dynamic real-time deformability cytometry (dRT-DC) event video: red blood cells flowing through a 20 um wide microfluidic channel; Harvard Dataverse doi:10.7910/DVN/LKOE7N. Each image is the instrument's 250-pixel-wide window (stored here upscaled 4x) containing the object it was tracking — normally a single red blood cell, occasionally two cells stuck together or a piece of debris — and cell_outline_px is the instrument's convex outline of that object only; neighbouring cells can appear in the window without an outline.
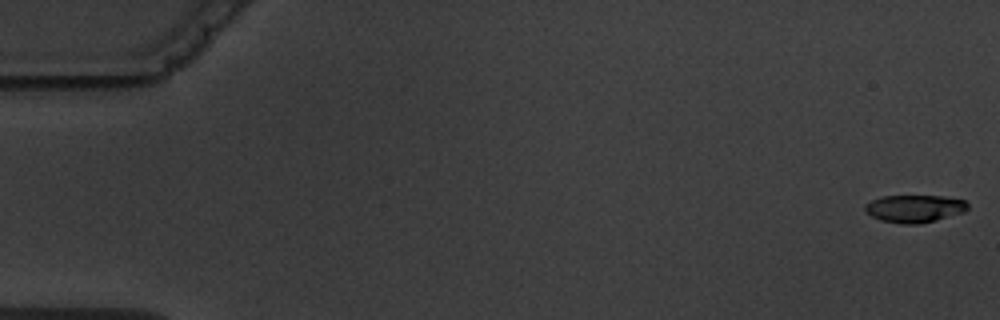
{"species": "common noctule bat (a hibernating species)", "species_latin": "Nyctalus noctula", "temperature_condition": "warm", "stored_images_in_passage": 13, "camera_frame_rate_fps": 3000, "um_per_image_px": 0.085, "animal": {"sex": "male", "body_mass_g": 19.5, "forearm_length_mm": 54.6}, "frame": {"image": 1, "passage_image": 1, "time_ms": 0.0, "image_size_px": [1000, 320], "cell_outline_px": [[968, 208], [964, 212], [936, 220], [920, 224], [900, 224], [880, 220], [872, 216], [864, 208], [864, 204], [872, 200], [884, 196], [944, 196], [964, 200], [968, 204]], "centroid_in_image_um": [77.74, 17.73], "position_along_channel_um": 7.3, "area_um2": 16.47}}
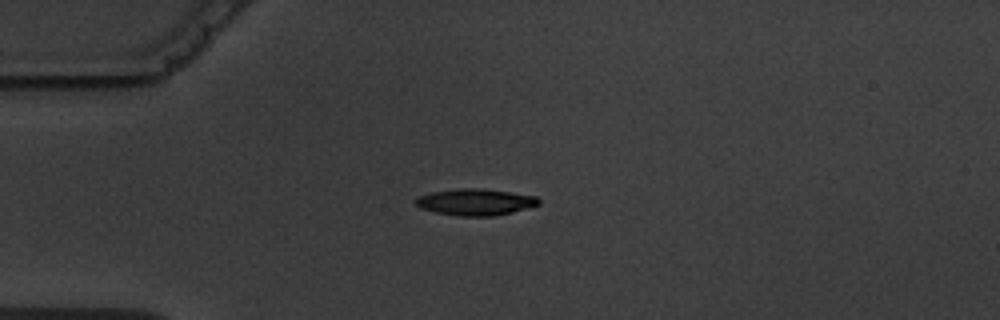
{"frame": {"image": 2, "passage_image": 4, "time_ms": 4.667, "image_size_px": [1000, 320], "cell_outline_px": [[540, 204], [512, 212], [492, 216], [460, 216], [436, 212], [420, 208], [412, 200], [420, 196], [432, 192], [456, 188], [476, 188], [508, 192], [536, 196], [540, 200]], "centroid_in_image_um": [40.38, 17.17], "position_along_channel_um": 44.6, "area_um2": 18.84}}
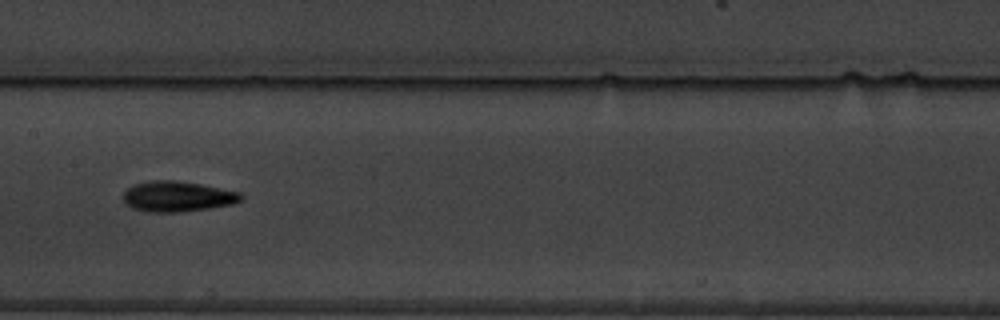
{"frame": {"image": 3, "passage_image": 8, "time_ms": 9.333, "image_size_px": [1000, 320], "cell_outline_px": [[244, 196], [240, 200], [232, 204], [208, 208], [180, 212], [144, 212], [132, 208], [124, 200], [124, 192], [128, 188], [136, 184], [152, 180], [176, 180], [200, 184], [240, 192]], "centroid_in_image_um": [15.08, 16.7], "position_along_channel_um": 192.3, "area_um2": 20.75}, "authors_computed_cell_mechanics": {"area_um2": 19.1318, "velocity_mm_per_s": 3.6159, "shape_relaxation_time_tau1_ms": 2.4812, "shape_relaxation_time_tau2_ms": 3.7283, "deformation_change_tau1": 0.1027, "deformation_change_tau2": 0.1073}}